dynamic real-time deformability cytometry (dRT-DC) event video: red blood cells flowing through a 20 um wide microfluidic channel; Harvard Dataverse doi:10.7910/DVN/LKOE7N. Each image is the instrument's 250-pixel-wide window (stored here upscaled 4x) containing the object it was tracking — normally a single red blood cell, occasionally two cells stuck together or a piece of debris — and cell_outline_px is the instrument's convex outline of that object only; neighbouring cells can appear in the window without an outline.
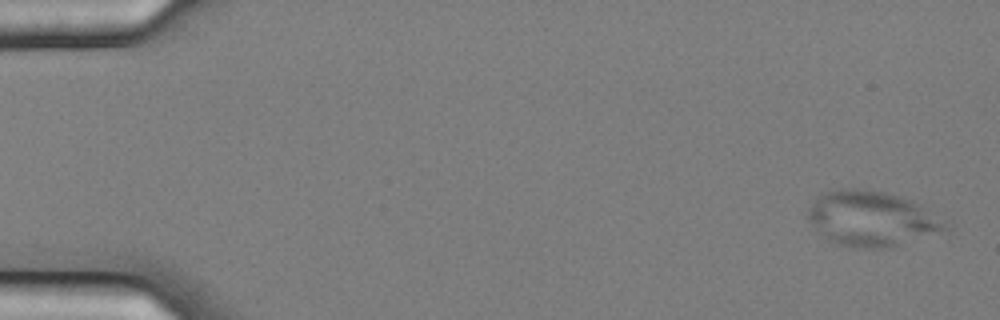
{"species": "common noctule bat (a hibernating species)", "species_latin": "Nyctalus noctula", "temperature_condition": "cold", "stored_images_in_passage": 2, "camera_frame_rate_fps": 3000, "um_per_image_px": 0.085, "animal": {"sex": "female", "body_mass_g": 25.1}, "frame": {"image": 1, "passage_image": 1, "time_ms": 0.0, "image_size_px": [1000, 320], "cell_outline_px": [[948, 228], [888, 248], [856, 248], [832, 244], [820, 236], [808, 220], [808, 208], [816, 196], [820, 192], [840, 188], [856, 188], [884, 192], [912, 200], [920, 204], [944, 224]], "centroid_in_image_um": [73.92, 18.58], "position_along_channel_um": 11.1, "area_um2": 43.87}}